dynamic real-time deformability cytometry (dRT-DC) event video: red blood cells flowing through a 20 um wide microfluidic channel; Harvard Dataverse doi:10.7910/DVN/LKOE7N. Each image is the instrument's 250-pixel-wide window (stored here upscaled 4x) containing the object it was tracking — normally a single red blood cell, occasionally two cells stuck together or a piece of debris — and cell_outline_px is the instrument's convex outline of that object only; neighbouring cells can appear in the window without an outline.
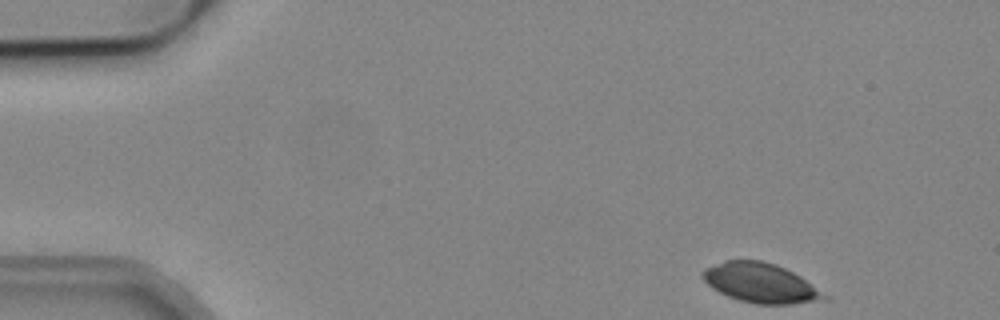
{"species": "common noctule bat (a hibernating species)", "species_latin": "Nyctalus noctula", "temperature_condition": "cold", "stored_images_in_passage": 7, "camera_frame_rate_fps": 3000, "um_per_image_px": 0.085, "animal": {"sex": "male", "body_mass_g": 19.2, "forearm_length_mm": 51.8}, "frame": {"image": 1, "passage_image": 1, "time_ms": 0.0, "image_size_px": [1000, 320], "cell_outline_px": [[832, 300], [792, 304], [756, 304], [740, 300], [728, 296], [712, 288], [704, 280], [704, 268], [724, 260], [760, 260], [776, 264], [800, 276], [832, 296]], "centroid_in_image_um": [64.75, 24.07], "position_along_channel_um": 20.2, "area_um2": 28.26}}